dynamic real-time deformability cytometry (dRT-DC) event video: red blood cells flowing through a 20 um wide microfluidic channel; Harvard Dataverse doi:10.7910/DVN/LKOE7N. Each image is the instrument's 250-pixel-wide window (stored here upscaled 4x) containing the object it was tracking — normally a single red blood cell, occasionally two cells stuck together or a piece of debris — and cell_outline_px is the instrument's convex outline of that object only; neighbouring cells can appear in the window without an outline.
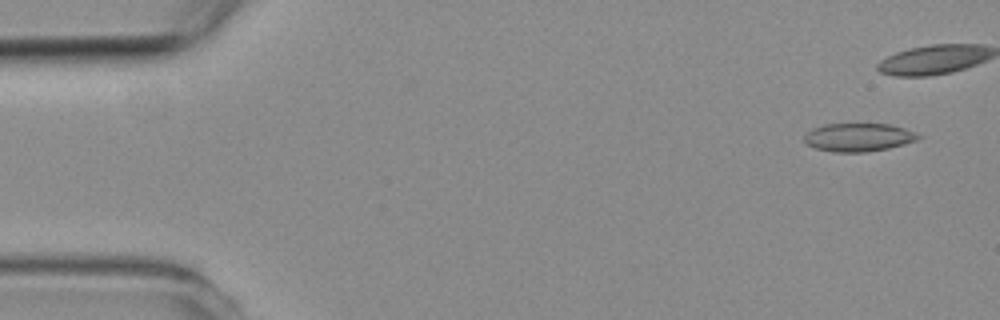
{"species": "common noctule bat (a hibernating species)", "species_latin": "Nyctalus noctula", "temperature_condition": "room temperature", "stored_images_in_passage": 5, "camera_frame_rate_fps": 3000, "um_per_image_px": 0.085, "animal": {"sex": "female", "body_mass_g": 19.3, "forearm_length_mm": 54.1}, "frame": {"image": 1, "passage_image": 1, "time_ms": 0.0, "image_size_px": [1000, 320], "cell_outline_px": [[924, 136], [916, 140], [904, 144], [888, 148], [864, 152], [832, 152], [816, 148], [808, 144], [804, 140], [804, 136], [812, 128], [824, 124], [888, 124], [904, 128], [916, 132]], "centroid_in_image_um": [72.99, 11.67], "position_along_channel_um": 12.0, "area_um2": 18.73}}